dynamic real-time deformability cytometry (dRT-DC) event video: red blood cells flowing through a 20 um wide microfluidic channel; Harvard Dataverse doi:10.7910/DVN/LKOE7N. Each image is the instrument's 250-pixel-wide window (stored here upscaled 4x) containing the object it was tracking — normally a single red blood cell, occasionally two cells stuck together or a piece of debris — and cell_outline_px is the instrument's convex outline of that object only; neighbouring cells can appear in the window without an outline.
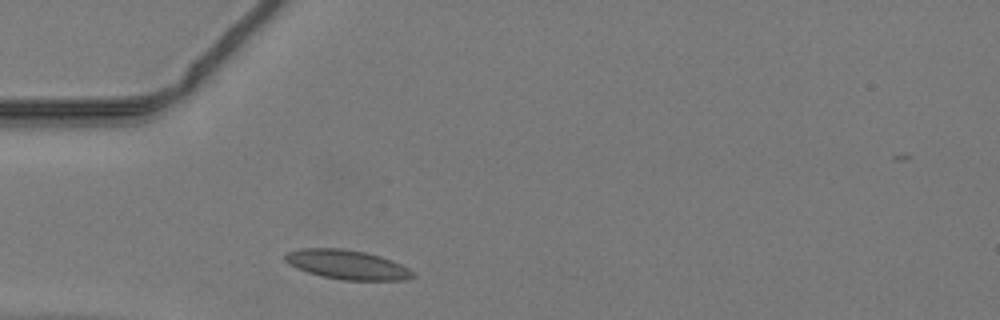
{"species": "common noctule bat (a hibernating species)", "species_latin": "Nyctalus noctula", "temperature_condition": "warm", "stored_images_in_passage": 8, "camera_frame_rate_fps": 3000, "um_per_image_px": 0.085, "animal": {"sex": "male", "body_mass_g": 19.2, "forearm_length_mm": 51.8}, "frame": {"image": 1, "passage_image": 1, "time_ms": 0.0, "image_size_px": [1000, 320], "cell_outline_px": [[416, 276], [404, 280], [340, 280], [308, 272], [296, 268], [288, 264], [284, 260], [284, 252], [300, 248], [340, 248], [364, 252], [380, 256], [392, 260], [416, 272]], "centroid_in_image_um": [29.49, 22.49], "position_along_channel_um": 55.5, "area_um2": 21.96}}
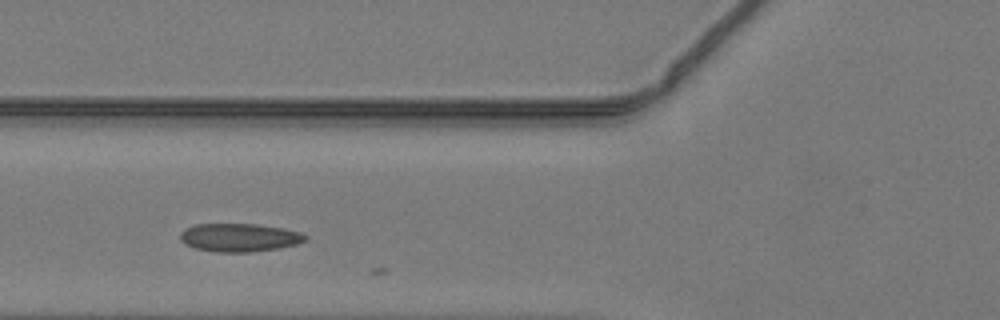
{"frame": {"image": 2, "passage_image": 5, "time_ms": 1.333, "image_size_px": [1000, 320], "cell_outline_px": [[308, 240], [296, 244], [280, 248], [252, 252], [216, 252], [196, 248], [184, 244], [180, 240], [180, 232], [184, 228], [192, 224], [256, 224], [284, 228], [300, 232], [308, 236]], "centroid_in_image_um": [20.34, 20.18], "position_along_channel_um": 105.5, "area_um2": 20.87}}